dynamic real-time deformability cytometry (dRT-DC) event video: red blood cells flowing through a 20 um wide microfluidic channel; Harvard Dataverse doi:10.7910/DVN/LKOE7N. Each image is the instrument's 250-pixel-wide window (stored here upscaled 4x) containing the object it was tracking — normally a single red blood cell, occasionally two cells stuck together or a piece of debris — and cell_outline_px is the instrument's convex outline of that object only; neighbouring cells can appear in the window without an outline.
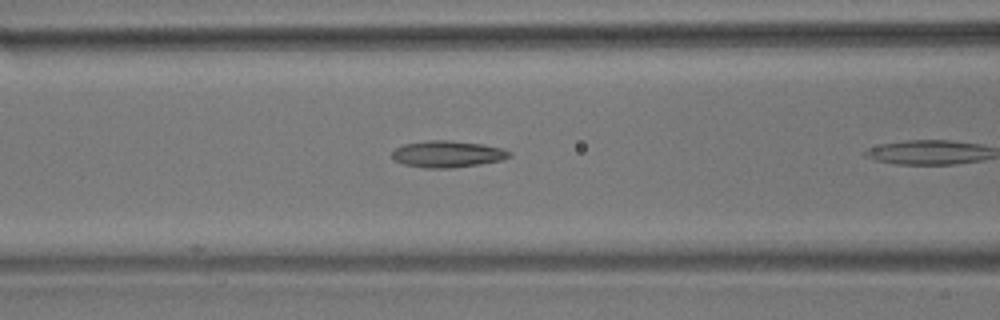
{"species": "common noctule bat (a hibernating species)", "species_latin": "Nyctalus noctula", "temperature_condition": "room temperature", "stored_images_in_passage": 19, "camera_frame_rate_fps": 3000, "um_per_image_px": 0.085, "animal": {"sex": "male", "body_mass_g": 17.9}, "frame": {"image": 1, "passage_image": 15, "time_ms": 4.667, "image_size_px": [1000, 320], "cell_outline_px": [[512, 156], [500, 160], [480, 164], [452, 168], [424, 168], [404, 164], [392, 160], [392, 152], [396, 148], [404, 144], [428, 140], [448, 140], [480, 144], [500, 148], [512, 152]], "centroid_in_image_um": [38.01, 13.1], "position_along_channel_um": 128.6, "area_um2": 18.15}}